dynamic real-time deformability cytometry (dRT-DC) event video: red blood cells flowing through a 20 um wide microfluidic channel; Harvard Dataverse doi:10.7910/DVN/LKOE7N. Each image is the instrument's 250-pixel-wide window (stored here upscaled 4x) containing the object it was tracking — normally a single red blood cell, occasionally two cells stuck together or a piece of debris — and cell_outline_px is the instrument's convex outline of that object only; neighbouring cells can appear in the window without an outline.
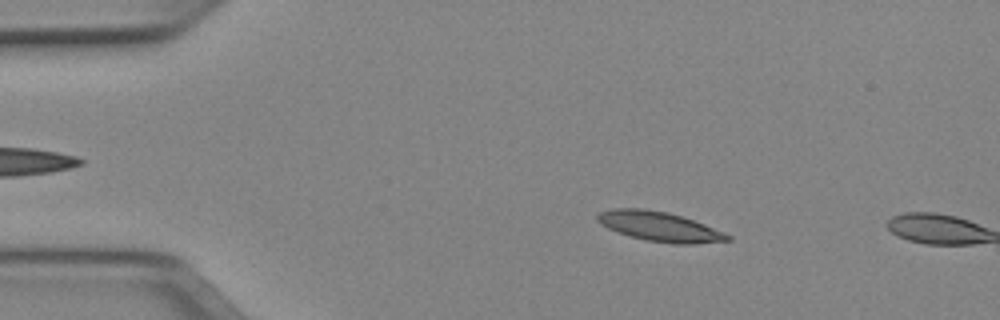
{"species": "Egyptian fruit bat (a non-hibernating species)", "species_latin": "Rousettus aegyptiacus", "temperature_condition": "cold", "stored_images_in_passage": 9, "camera_frame_rate_fps": 3000, "um_per_image_px": 0.085, "animal": {"sex": "female"}, "frame": {"image": 1, "passage_image": 8, "time_ms": 2.333, "image_size_px": [1000, 320], "cell_outline_px": [[732, 240], [696, 244], [672, 244], [648, 240], [616, 232], [600, 224], [596, 220], [596, 216], [600, 212], [612, 208], [644, 208], [668, 212], [704, 224], [724, 232], [732, 236]], "centroid_in_image_um": [56.06, 19.25], "position_along_channel_um": 28.9, "area_um2": 22.48}}